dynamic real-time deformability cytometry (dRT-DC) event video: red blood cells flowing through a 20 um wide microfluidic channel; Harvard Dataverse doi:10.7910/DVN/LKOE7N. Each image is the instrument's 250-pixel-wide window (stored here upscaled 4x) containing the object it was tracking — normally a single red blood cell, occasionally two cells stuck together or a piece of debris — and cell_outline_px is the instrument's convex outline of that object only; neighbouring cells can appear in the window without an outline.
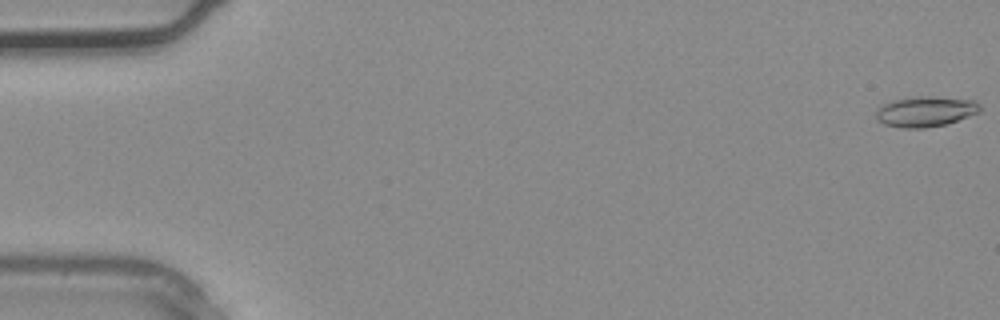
{"species": "common noctule bat (a hibernating species)", "species_latin": "Nyctalus noctula", "temperature_condition": "warm", "stored_images_in_passage": 37, "camera_frame_rate_fps": 3000, "um_per_image_px": 0.085, "animal": {"sex": "male", "body_mass_g": 20.4}, "frame": {"image": 1, "passage_image": 1, "time_ms": 0.0, "image_size_px": [1000, 320], "cell_outline_px": [[980, 112], [948, 124], [924, 128], [904, 128], [884, 124], [876, 116], [876, 108], [880, 104], [892, 100], [912, 96], [932, 96], [976, 100], [980, 104]], "centroid_in_image_um": [78.67, 9.46], "position_along_channel_um": 6.3, "area_um2": 18.73}}
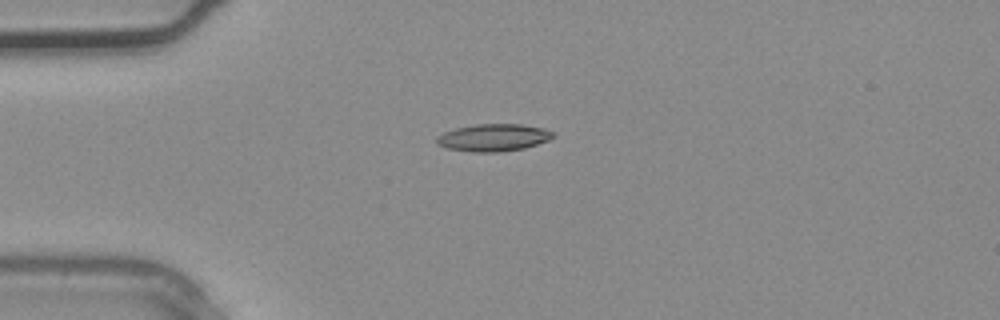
{"frame": {"image": 2, "passage_image": 10, "time_ms": 3.0, "image_size_px": [1000, 320], "cell_outline_px": [[556, 136], [548, 140], [524, 148], [500, 152], [472, 152], [444, 148], [436, 144], [436, 136], [444, 132], [456, 128], [476, 124], [520, 124], [544, 128], [556, 132]], "centroid_in_image_um": [41.93, 11.69], "position_along_channel_um": 43.1, "area_um2": 18.73}}
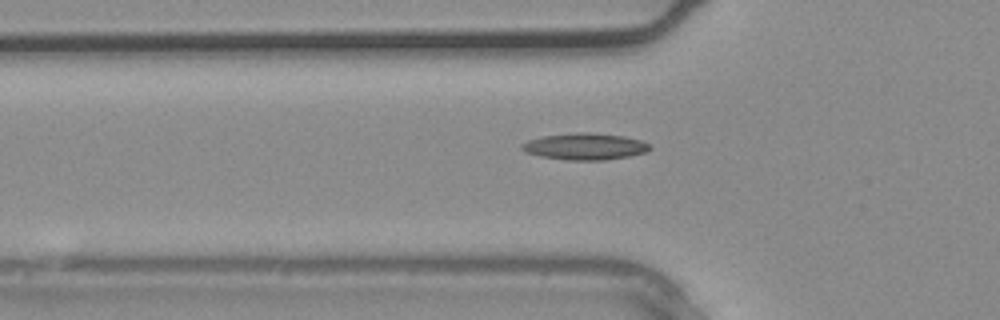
{"frame": {"image": 3, "passage_image": 13, "time_ms": 4.0, "image_size_px": [1000, 320], "cell_outline_px": [[652, 148], [648, 152], [628, 156], [604, 160], [564, 160], [540, 156], [524, 152], [520, 148], [520, 144], [528, 140], [540, 136], [580, 132], [588, 132], [624, 136], [640, 140], [648, 144]], "centroid_in_image_um": [49.68, 12.45], "position_along_channel_um": 76.1, "area_um2": 20.0}}